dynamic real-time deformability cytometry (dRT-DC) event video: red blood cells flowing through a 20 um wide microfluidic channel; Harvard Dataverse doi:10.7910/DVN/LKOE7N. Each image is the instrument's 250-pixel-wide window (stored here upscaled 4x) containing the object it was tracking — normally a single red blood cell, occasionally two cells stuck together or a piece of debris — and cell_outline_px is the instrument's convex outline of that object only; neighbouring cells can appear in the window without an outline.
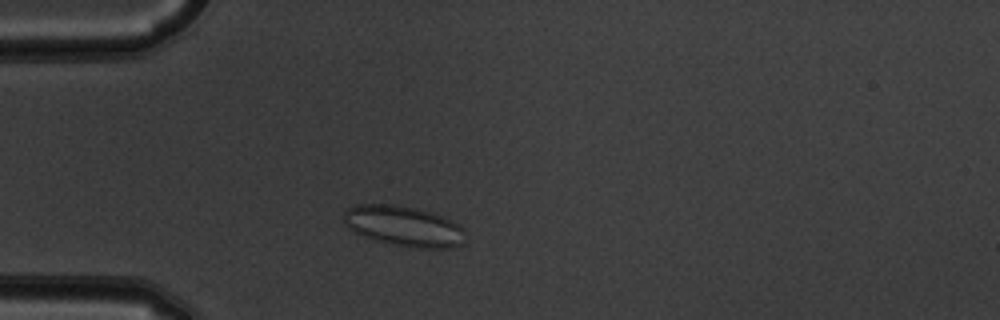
{"species": "common noctule bat (a hibernating species)", "species_latin": "Nyctalus noctula", "temperature_condition": "warm", "stored_images_in_passage": 44, "camera_frame_rate_fps": 3000, "um_per_image_px": 0.085, "animal": {"sex": "male", "body_mass_g": 19.5, "forearm_length_mm": 54.6}, "frame": {"image": 1, "passage_image": 6, "time_ms": 1.667, "image_size_px": [1000, 320], "cell_outline_px": [[464, 228], [460, 244], [448, 248], [416, 248], [392, 244], [376, 240], [364, 236], [348, 228], [344, 224], [344, 212], [348, 208], [356, 204], [392, 204], [416, 208], [432, 212], [460, 224]], "centroid_in_image_um": [34.29, 19.2], "position_along_channel_um": 50.7, "area_um2": 28.44}}
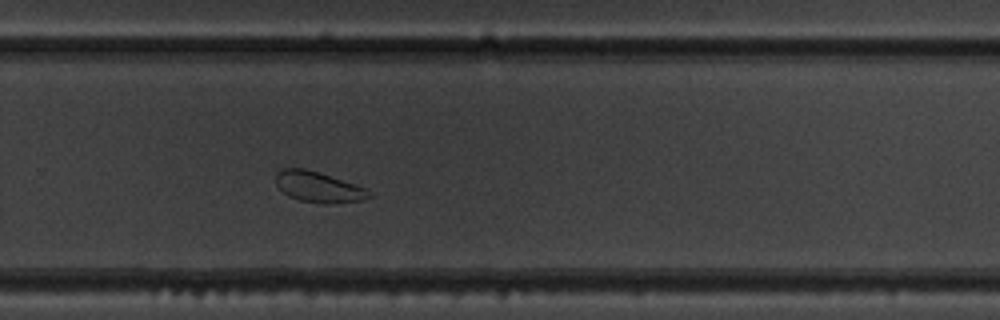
{"frame": {"image": 2, "passage_image": 27, "time_ms": 8.667, "image_size_px": [1000, 320], "cell_outline_px": [[372, 196], [360, 200], [332, 204], [324, 204], [300, 200], [288, 196], [276, 184], [276, 172], [284, 168], [304, 168], [320, 172], [364, 188], [372, 192]], "centroid_in_image_um": [27.05, 15.89], "position_along_channel_um": 302.8, "area_um2": 16.53}}
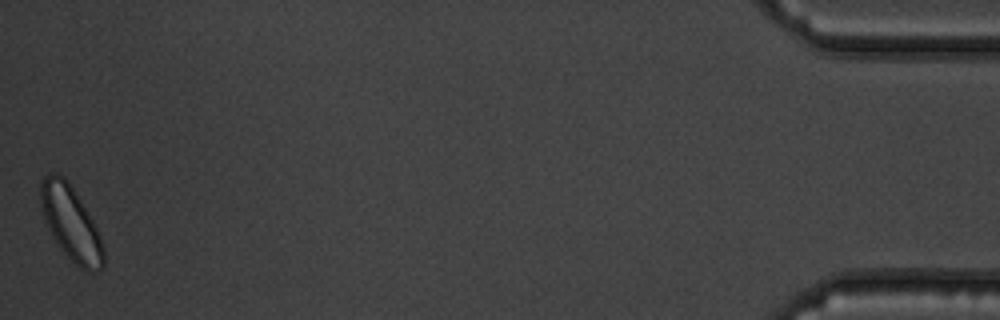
{"frame": {"image": 3, "passage_image": 44, "time_ms": 14.333, "image_size_px": [1000, 320], "cell_outline_px": [[104, 268], [96, 272], [84, 272], [60, 248], [52, 236], [44, 216], [40, 200], [40, 184], [44, 176], [48, 172], [52, 172], [64, 176], [80, 200], [92, 220], [100, 236], [104, 248]], "centroid_in_image_um": [6.04, 19.0], "position_along_channel_um": 429.2, "area_um2": 26.93}, "authors_computed_cell_mechanics": {"area_um2": 21.097, "velocity_mm_per_s": 3.7955, "shape_relaxation_time_tau1_ms": null, "shape_relaxation_time_tau2_ms": 1.5399, "deformation_change_tau1": null, "deformation_change_tau2": 0.0744}}